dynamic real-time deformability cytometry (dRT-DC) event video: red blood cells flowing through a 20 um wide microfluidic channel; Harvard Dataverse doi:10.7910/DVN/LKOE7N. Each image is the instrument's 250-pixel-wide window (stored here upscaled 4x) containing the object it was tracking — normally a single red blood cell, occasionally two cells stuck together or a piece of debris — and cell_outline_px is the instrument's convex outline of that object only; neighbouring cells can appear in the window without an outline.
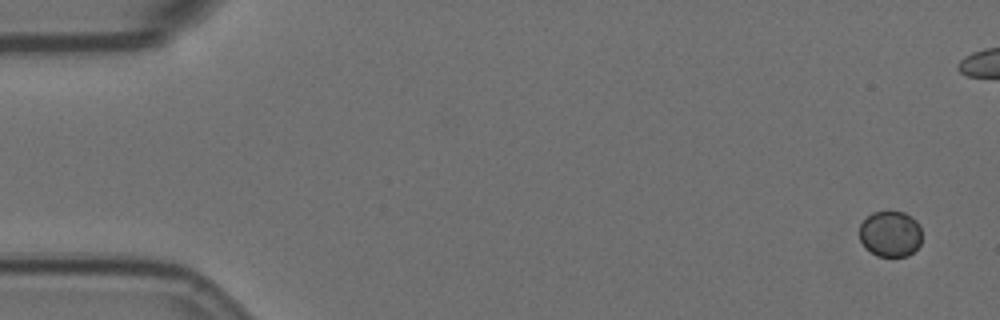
{"species": "Egyptian fruit bat (a non-hibernating species)", "species_latin": "Rousettus aegyptiacus", "temperature_condition": "room temperature", "stored_images_in_passage": 58, "camera_frame_rate_fps": 3000, "um_per_image_px": 0.085, "animal": {"sex": "female"}, "frame": {"image": 1, "passage_image": 1, "time_ms": 0.0, "image_size_px": [1000, 320], "cell_outline_px": [[920, 244], [908, 256], [876, 256], [864, 248], [860, 240], [860, 224], [872, 212], [904, 212], [912, 216], [920, 224]], "centroid_in_image_um": [75.66, 19.88], "position_along_channel_um": 9.3, "area_um2": 16.76}}
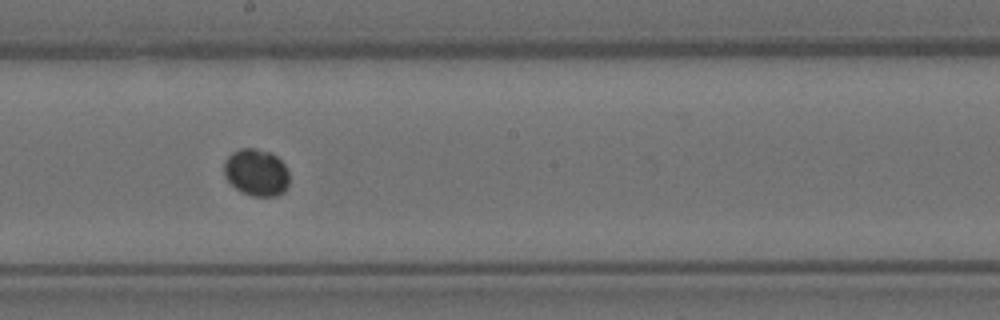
{"frame": {"image": 2, "passage_image": 31, "time_ms": 10.0, "image_size_px": [1000, 320], "cell_outline_px": [[288, 188], [284, 192], [276, 196], [252, 196], [240, 192], [224, 176], [224, 160], [232, 152], [240, 148], [256, 148], [268, 152], [276, 156], [284, 164], [288, 172]], "centroid_in_image_um": [21.78, 14.66], "position_along_channel_um": 226.4, "area_um2": 17.98}}
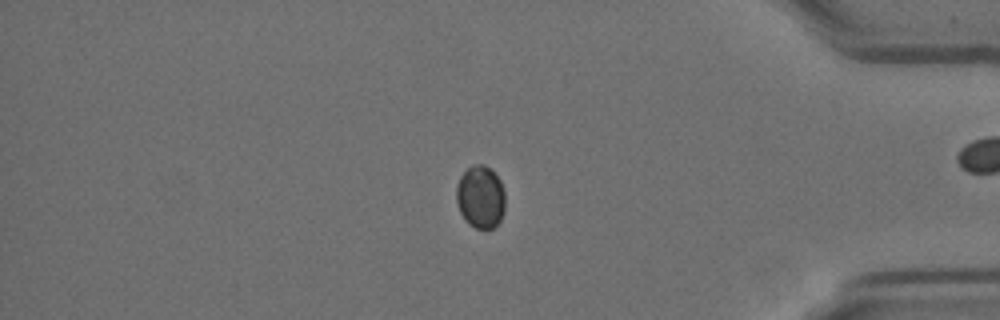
{"frame": {"image": 3, "passage_image": 48, "time_ms": 15.667, "image_size_px": [1000, 320], "cell_outline_px": [[504, 212], [500, 220], [492, 228], [476, 228], [468, 224], [460, 212], [456, 200], [456, 188], [460, 176], [472, 164], [484, 164], [500, 180], [504, 192]], "centroid_in_image_um": [40.83, 16.74], "position_along_channel_um": 394.4, "area_um2": 17.69}}